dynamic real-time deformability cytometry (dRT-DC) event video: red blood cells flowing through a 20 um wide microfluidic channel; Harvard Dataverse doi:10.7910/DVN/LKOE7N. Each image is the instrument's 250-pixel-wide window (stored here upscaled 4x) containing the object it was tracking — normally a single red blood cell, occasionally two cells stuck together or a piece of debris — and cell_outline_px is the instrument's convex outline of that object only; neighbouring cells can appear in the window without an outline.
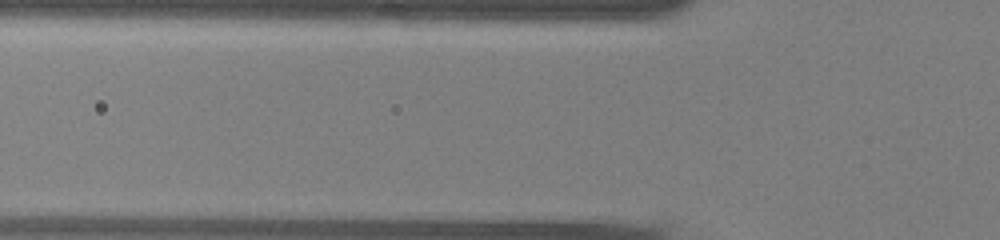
{"species": "common noctule bat (a hibernating species)", "species_latin": "Nyctalus noctula", "temperature_condition": "warm", "stored_images_in_passage": 3, "camera_frame_rate_fps": 3000, "um_per_image_px": 0.085, "animal": {"sex": "male", "body_mass_g": 13.0, "forearm_length_mm": 53.1}, "frame": {"image": 1, "passage_image": 2, "time_ms": 0.333, "image_size_px": [1000, 240], "cell_outline_px": [[596, 184], [588, 188], [496, 192], [484, 180], [484, 176], [496, 172], [512, 172], [588, 180]], "centroid_in_image_um": [45.24, 15.5], "position_along_channel_um": 80.6, "area_um2": 11.04}}